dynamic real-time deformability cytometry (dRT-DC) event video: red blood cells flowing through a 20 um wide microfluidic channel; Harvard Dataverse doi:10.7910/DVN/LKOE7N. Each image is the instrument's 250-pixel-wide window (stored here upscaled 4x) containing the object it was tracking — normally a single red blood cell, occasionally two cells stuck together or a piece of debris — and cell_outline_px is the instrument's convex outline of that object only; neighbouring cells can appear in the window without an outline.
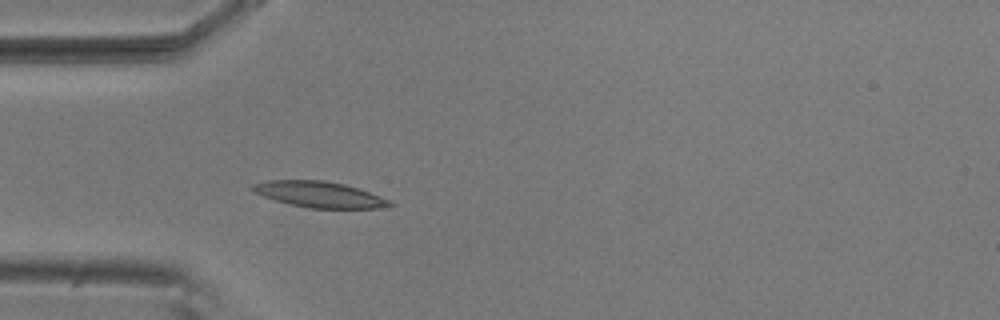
{"species": "common noctule bat (a hibernating species)", "species_latin": "Nyctalus noctula", "temperature_condition": "room temperature", "stored_images_in_passage": 4, "camera_frame_rate_fps": 3000, "um_per_image_px": 0.085, "animal": {"sex": "male", "body_mass_g": 20.5, "forearm_length_mm": 52.5}, "frame": {"image": 1, "passage_image": 4, "time_ms": 1.0, "image_size_px": [1000, 320], "cell_outline_px": [[396, 204], [376, 208], [308, 208], [276, 200], [252, 192], [248, 188], [252, 184], [268, 180], [324, 180], [344, 184], [368, 192], [388, 200]], "centroid_in_image_um": [27.07, 16.52], "position_along_channel_um": 57.9, "area_um2": 20.46}}